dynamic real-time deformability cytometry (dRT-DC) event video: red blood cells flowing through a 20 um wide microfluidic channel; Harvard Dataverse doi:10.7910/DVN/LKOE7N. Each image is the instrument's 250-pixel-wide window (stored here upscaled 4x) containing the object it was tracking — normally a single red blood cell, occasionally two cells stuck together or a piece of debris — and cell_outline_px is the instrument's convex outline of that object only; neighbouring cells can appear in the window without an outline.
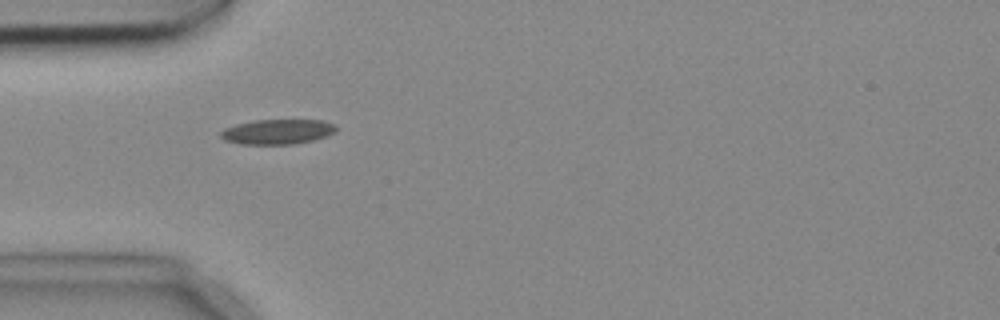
{"species": "common noctule bat (a hibernating species)", "species_latin": "Nyctalus noctula", "temperature_condition": "cold", "stored_images_in_passage": 1, "camera_frame_rate_fps": 3000, "um_per_image_px": 0.085, "animal": {"sex": "female", "body_mass_g": 18.4}, "frame": {"image": 1, "passage_image": 1, "time_ms": 0.0, "image_size_px": [1000, 320], "cell_outline_px": [[336, 128], [328, 136], [312, 140], [292, 144], [240, 144], [224, 140], [220, 136], [220, 132], [224, 128], [236, 124], [256, 120], [324, 120], [332, 124]], "centroid_in_image_um": [23.54, 11.2], "position_along_channel_um": 61.5, "area_um2": 16.65}}